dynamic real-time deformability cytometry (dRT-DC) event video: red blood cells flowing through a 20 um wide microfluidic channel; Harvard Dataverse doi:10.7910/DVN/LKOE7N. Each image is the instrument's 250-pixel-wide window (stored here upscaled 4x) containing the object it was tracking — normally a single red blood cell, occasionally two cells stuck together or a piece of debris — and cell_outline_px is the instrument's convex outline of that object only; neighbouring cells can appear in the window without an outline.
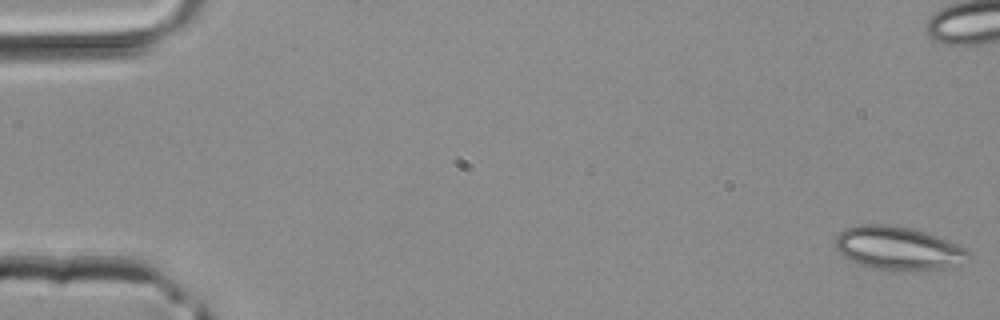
{"species": "common noctule bat (a hibernating species)", "species_latin": "Nyctalus noctula", "temperature_condition": "room temperature", "stored_images_in_passage": 44, "camera_frame_rate_fps": 3000, "um_per_image_px": 0.085, "animal": {"sex": "male", "body_mass_g": 20.4}, "frame": {"image": 1, "passage_image": 1, "time_ms": 0.0, "image_size_px": [1000, 320], "cell_outline_px": [[972, 260], [960, 264], [944, 268], [900, 272], [888, 272], [860, 264], [844, 256], [836, 248], [836, 236], [840, 232], [848, 228], [860, 224], [888, 224], [912, 228], [936, 236], [968, 248], [972, 252]], "centroid_in_image_um": [76.43, 21.12], "position_along_channel_um": 8.6, "area_um2": 34.16}}
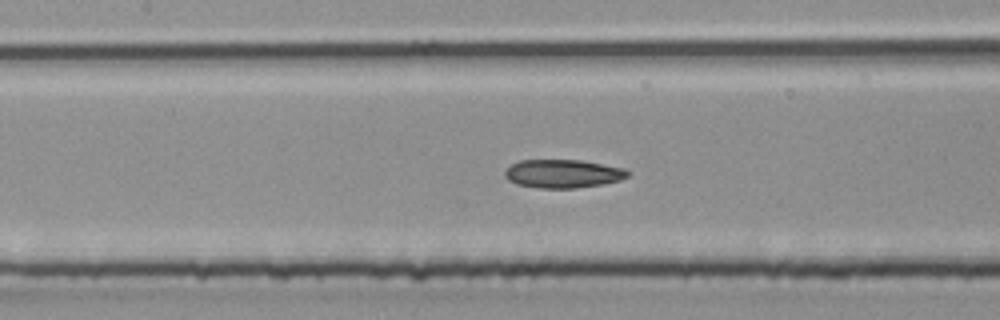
{"frame": {"image": 2, "passage_image": 20, "time_ms": 6.333, "image_size_px": [1000, 320], "cell_outline_px": [[632, 172], [628, 176], [620, 180], [604, 184], [576, 188], [540, 188], [516, 184], [508, 180], [504, 176], [504, 172], [512, 164], [520, 160], [580, 160], [624, 168]], "centroid_in_image_um": [47.86, 14.77], "position_along_channel_um": 159.5, "area_um2": 20.4}}
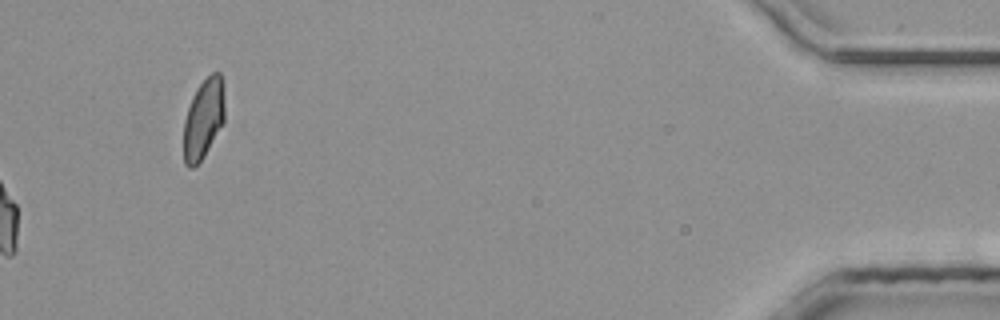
{"frame": {"image": 3, "passage_image": 44, "time_ms": 14.333, "image_size_px": [1000, 320], "cell_outline_px": [[224, 124], [204, 156], [192, 168], [188, 168], [184, 164], [184, 120], [192, 96], [196, 88], [212, 72], [220, 72], [224, 84]], "centroid_in_image_um": [17.31, 10.08], "position_along_channel_um": 417.9, "area_um2": 19.36}}